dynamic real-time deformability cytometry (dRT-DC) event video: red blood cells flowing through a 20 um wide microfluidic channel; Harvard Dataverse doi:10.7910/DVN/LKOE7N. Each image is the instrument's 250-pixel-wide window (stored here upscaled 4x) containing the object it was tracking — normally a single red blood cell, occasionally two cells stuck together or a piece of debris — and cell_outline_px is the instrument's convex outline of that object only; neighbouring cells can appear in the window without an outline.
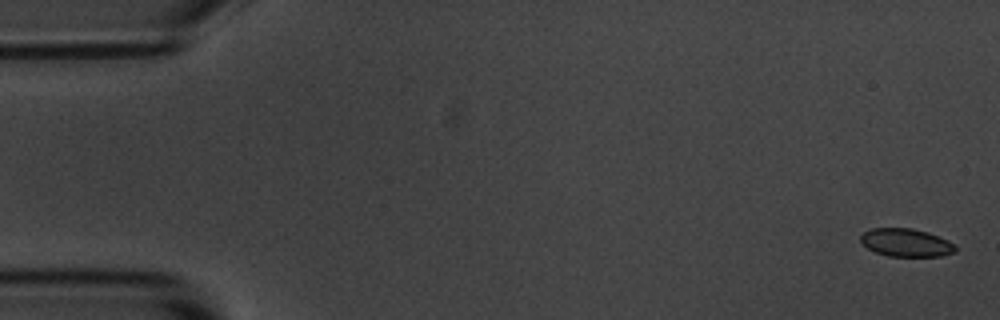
{"species": "common noctule bat (a hibernating species)", "species_latin": "Nyctalus noctula", "temperature_condition": "room temperature", "stored_images_in_passage": 10, "camera_frame_rate_fps": 3000, "um_per_image_px": 0.085, "animal": {"sex": "male", "body_mass_g": 20.1, "forearm_length_mm": 53.5}, "frame": {"image": 1, "passage_image": 1, "time_ms": 0.0, "image_size_px": [1000, 320], "cell_outline_px": [[956, 252], [940, 256], [888, 256], [876, 252], [868, 248], [860, 240], [860, 236], [864, 232], [872, 228], [912, 228], [928, 232], [948, 240], [956, 244]], "centroid_in_image_um": [77.05, 20.62], "position_along_channel_um": 8.0, "area_um2": 15.49}}
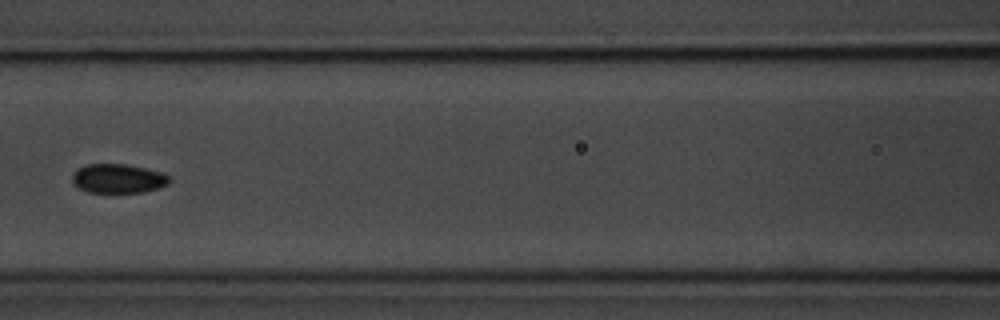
{"frame": {"image": 2, "passage_image": 7, "time_ms": 2.0, "image_size_px": [1000, 320], "cell_outline_px": [[172, 180], [168, 184], [160, 188], [144, 192], [88, 192], [76, 188], [72, 184], [72, 176], [76, 168], [84, 164], [124, 164], [144, 168], [160, 172], [168, 176]], "centroid_in_image_um": [9.99, 15.18], "position_along_channel_um": 156.6, "area_um2": 16.7}}
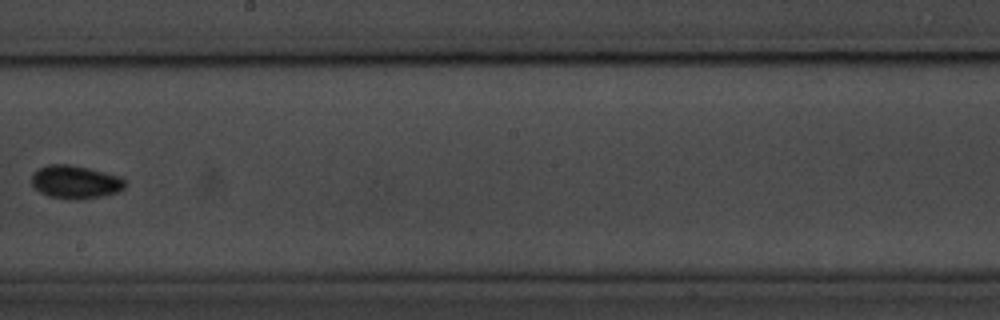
{"frame": {"image": 3, "passage_image": 9, "time_ms": 2.667, "image_size_px": [1000, 320], "cell_outline_px": [[128, 180], [124, 188], [116, 192], [104, 196], [80, 200], [48, 196], [40, 192], [32, 184], [32, 176], [40, 168], [48, 164], [68, 164], [88, 168], [120, 176]], "centroid_in_image_um": [6.45, 15.47], "position_along_channel_um": 241.7, "area_um2": 18.03}}